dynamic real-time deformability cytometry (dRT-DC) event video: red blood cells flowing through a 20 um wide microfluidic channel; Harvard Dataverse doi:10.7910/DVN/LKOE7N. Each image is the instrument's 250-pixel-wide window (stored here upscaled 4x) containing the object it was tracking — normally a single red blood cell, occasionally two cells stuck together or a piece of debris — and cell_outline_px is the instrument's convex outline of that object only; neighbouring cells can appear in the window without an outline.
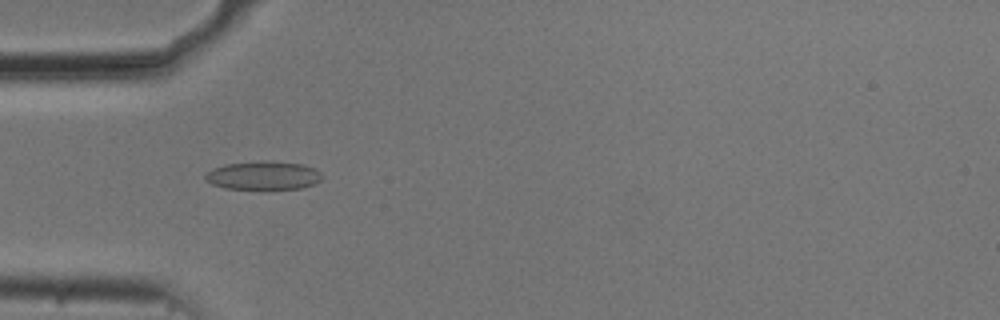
{"species": "common noctule bat (a hibernating species)", "species_latin": "Nyctalus noctula", "temperature_condition": "cold", "stored_images_in_passage": 54, "camera_frame_rate_fps": 3000, "um_per_image_px": 0.085, "animal": {"sex": "male", "body_mass_g": 20.5, "forearm_length_mm": 52.5}, "frame": {"image": 1, "passage_image": 17, "time_ms": 5.333, "image_size_px": [1000, 320], "cell_outline_px": [[324, 176], [320, 180], [312, 184], [300, 188], [228, 188], [212, 184], [204, 180], [204, 176], [212, 168], [224, 164], [260, 160], [264, 160], [304, 164], [320, 172]], "centroid_in_image_um": [22.36, 14.88], "position_along_channel_um": 62.6, "area_um2": 19.25}}
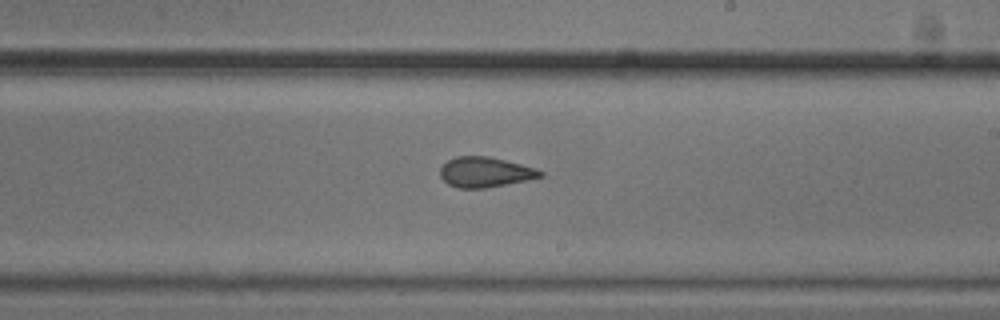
{"frame": {"image": 2, "passage_image": 32, "time_ms": 10.333, "image_size_px": [1000, 320], "cell_outline_px": [[544, 176], [484, 188], [460, 188], [448, 184], [440, 176], [440, 168], [448, 160], [456, 156], [488, 156], [536, 168], [544, 172]], "centroid_in_image_um": [41.21, 14.62], "position_along_channel_um": 247.8, "area_um2": 17.34}}
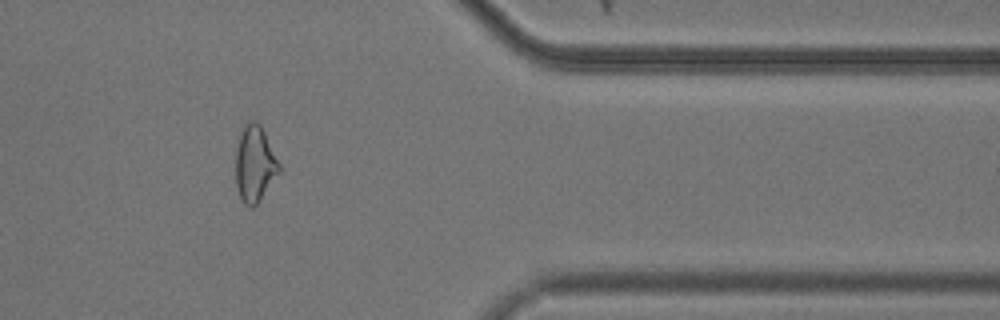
{"frame": {"image": 3, "passage_image": 45, "time_ms": 14.667, "image_size_px": [1000, 320], "cell_outline_px": [[280, 172], [260, 200], [252, 208], [244, 204], [236, 188], [236, 148], [244, 124], [252, 120], [256, 120], [260, 124], [280, 164]], "centroid_in_image_um": [21.65, 13.94], "position_along_channel_um": 389.7, "area_um2": 19.19}, "authors_computed_cell_mechanics": {"area_um2": 19.2185, "velocity_mm_per_s": 3.7204, "shape_relaxation_time_tau1_ms": 6.1968, "shape_relaxation_time_tau2_ms": 1.4822, "deformation_change_tau1": 0.1722, "deformation_change_tau2": 0.0952}}